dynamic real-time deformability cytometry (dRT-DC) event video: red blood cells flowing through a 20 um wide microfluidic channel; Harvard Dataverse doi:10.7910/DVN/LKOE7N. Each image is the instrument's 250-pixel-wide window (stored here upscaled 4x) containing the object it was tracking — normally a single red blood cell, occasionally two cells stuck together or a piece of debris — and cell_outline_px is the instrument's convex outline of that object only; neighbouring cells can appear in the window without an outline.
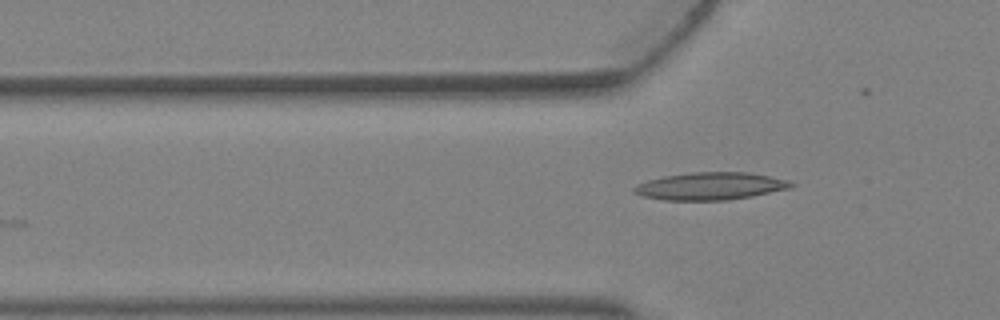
{"species": "Egyptian fruit bat (a non-hibernating species)", "species_latin": "Rousettus aegyptiacus", "temperature_condition": "warm", "stored_images_in_passage": 4, "camera_frame_rate_fps": 3000, "um_per_image_px": 0.085, "animal": {"sex": "female"}, "frame": {"image": 1, "passage_image": 4, "time_ms": 1.0, "image_size_px": [1000, 320], "cell_outline_px": [[796, 184], [792, 188], [752, 196], [728, 200], [664, 200], [644, 196], [632, 192], [632, 188], [636, 184], [648, 180], [664, 176], [692, 172], [748, 172], [788, 180]], "centroid_in_image_um": [60.39, 15.82], "position_along_channel_um": 65.4, "area_um2": 25.2}}